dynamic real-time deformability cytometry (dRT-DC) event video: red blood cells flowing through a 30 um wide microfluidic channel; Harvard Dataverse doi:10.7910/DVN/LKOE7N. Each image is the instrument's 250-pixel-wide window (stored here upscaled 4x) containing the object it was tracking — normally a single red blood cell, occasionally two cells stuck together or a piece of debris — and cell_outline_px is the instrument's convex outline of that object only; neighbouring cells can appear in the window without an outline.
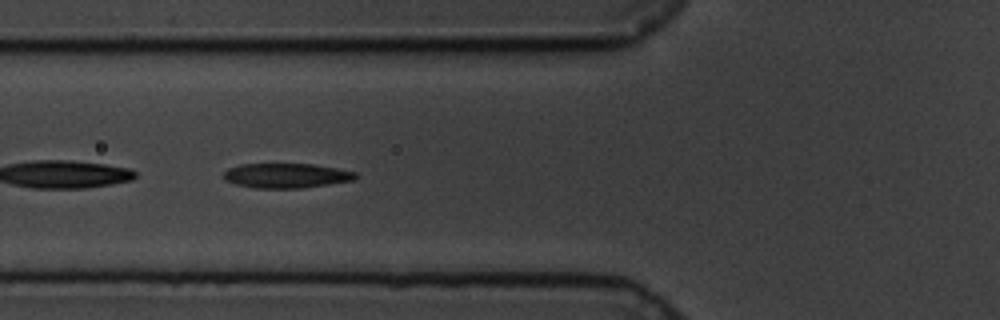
{"species": "common noctule bat (a hibernating species)", "species_latin": "Nyctalus noctula", "temperature_condition": "cold", "stored_images_in_passage": 58, "camera_frame_rate_fps": 3000, "um_per_image_px": 0.085, "animal": {"sex": "male", "body_mass_g": 19.5, "forearm_length_mm": 54.6}, "frame": {"image": 1, "passage_image": 21, "time_ms": 6.667, "image_size_px": [1000, 320], "cell_outline_px": [[360, 176], [356, 180], [304, 188], [256, 188], [236, 184], [224, 180], [220, 176], [228, 168], [240, 164], [312, 164], [336, 168], [356, 172]], "centroid_in_image_um": [24.34, 14.93], "position_along_channel_um": 101.5, "area_um2": 19.25}}
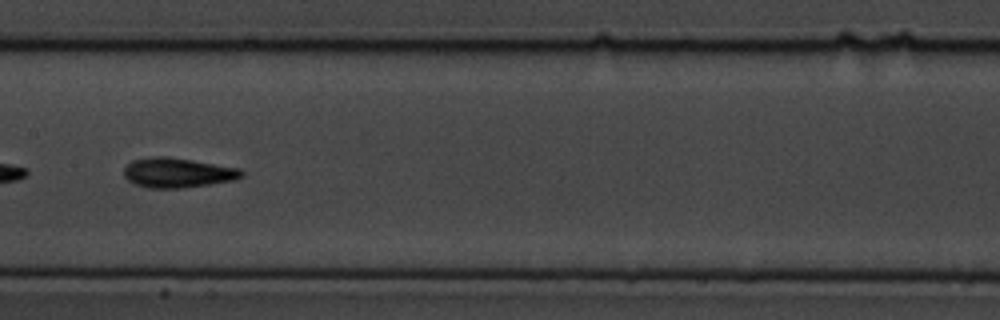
{"frame": {"image": 2, "passage_image": 29, "time_ms": 9.333, "image_size_px": [1000, 320], "cell_outline_px": [[244, 176], [236, 180], [180, 188], [148, 188], [136, 184], [128, 180], [124, 176], [124, 168], [132, 160], [152, 156], [168, 156], [240, 168], [244, 172]], "centroid_in_image_um": [15.11, 14.67], "position_along_channel_um": 192.3, "area_um2": 20.46}}
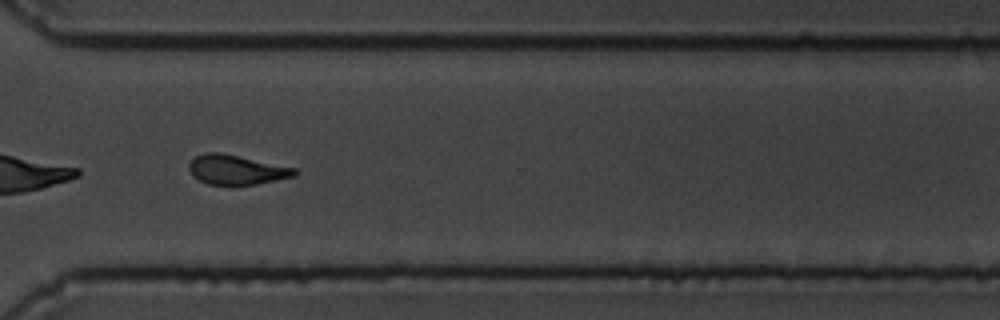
{"frame": {"image": 3, "passage_image": 43, "time_ms": 14.0, "image_size_px": [1000, 320], "cell_outline_px": [[300, 172], [296, 176], [256, 184], [208, 184], [192, 176], [188, 168], [188, 164], [196, 156], [208, 152], [220, 152], [296, 168]], "centroid_in_image_um": [20.11, 14.42], "position_along_channel_um": 350.5, "area_um2": 18.09}, "authors_computed_cell_mechanics": {"area_um2": 19.5364, "velocity_mm_per_s": 3.3966, "shape_relaxation_time_tau1_ms": 3.2825, "shape_relaxation_time_tau2_ms": 3.2011, "deformation_change_tau1": 0.1223, "deformation_change_tau2": 0.1062}}